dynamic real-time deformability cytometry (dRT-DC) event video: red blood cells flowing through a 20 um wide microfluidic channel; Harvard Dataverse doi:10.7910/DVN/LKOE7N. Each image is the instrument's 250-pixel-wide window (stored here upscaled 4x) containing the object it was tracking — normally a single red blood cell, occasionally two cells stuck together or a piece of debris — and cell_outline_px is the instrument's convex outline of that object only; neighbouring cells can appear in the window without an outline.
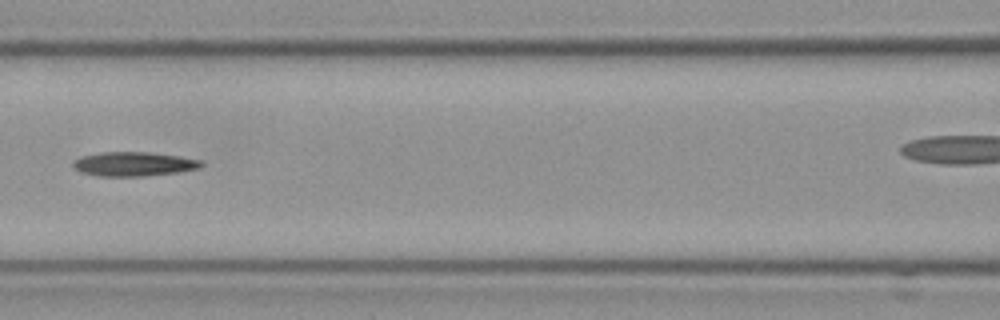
{"species": "Egyptian fruit bat (a non-hibernating species)", "species_latin": "Rousettus aegyptiacus", "temperature_condition": "cold", "stored_images_in_passage": 8, "segment_of_instrument_passage": [1, 2], "camera_frame_rate_fps": 3000, "um_per_image_px": 0.085, "frame": {"image": 1, "passage_image": 7, "time_ms": 2.0, "image_size_px": [1000, 320], "cell_outline_px": [[204, 164], [200, 168], [180, 172], [144, 176], [100, 176], [80, 172], [72, 168], [72, 160], [80, 156], [100, 152], [148, 152], [180, 156], [204, 160]], "centroid_in_image_um": [11.36, 13.94], "position_along_channel_um": 155.2, "area_um2": 18.44}}